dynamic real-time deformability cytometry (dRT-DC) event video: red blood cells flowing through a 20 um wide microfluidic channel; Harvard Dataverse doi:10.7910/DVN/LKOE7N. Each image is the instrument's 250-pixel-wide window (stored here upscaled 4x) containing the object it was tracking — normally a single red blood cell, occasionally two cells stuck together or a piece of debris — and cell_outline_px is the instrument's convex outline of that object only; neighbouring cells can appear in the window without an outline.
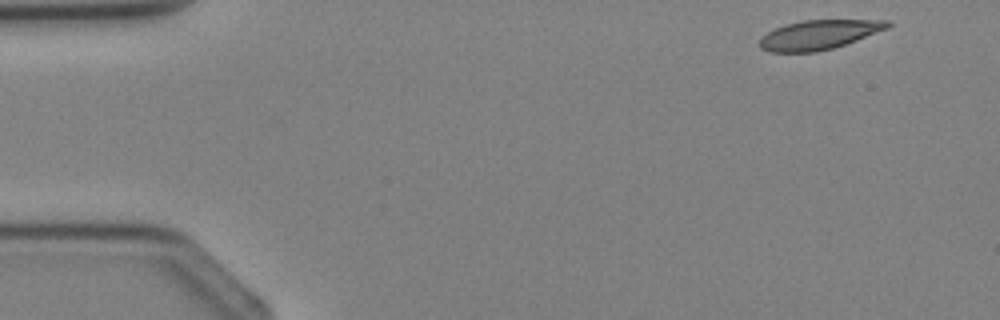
{"species": "Egyptian fruit bat (a non-hibernating species)", "species_latin": "Rousettus aegyptiacus", "temperature_condition": "cold", "stored_images_in_passage": 2, "camera_frame_rate_fps": 3000, "um_per_image_px": 0.085, "animal": {"sex": "female"}, "frame": {"image": 1, "passage_image": 1, "time_ms": 0.0, "image_size_px": [1000, 320], "cell_outline_px": [[892, 24], [888, 28], [856, 40], [832, 48], [816, 52], [768, 52], [760, 48], [760, 40], [768, 32], [784, 24], [804, 20], [892, 20]], "centroid_in_image_um": [69.61, 2.95], "position_along_channel_um": 15.4, "area_um2": 21.73}}